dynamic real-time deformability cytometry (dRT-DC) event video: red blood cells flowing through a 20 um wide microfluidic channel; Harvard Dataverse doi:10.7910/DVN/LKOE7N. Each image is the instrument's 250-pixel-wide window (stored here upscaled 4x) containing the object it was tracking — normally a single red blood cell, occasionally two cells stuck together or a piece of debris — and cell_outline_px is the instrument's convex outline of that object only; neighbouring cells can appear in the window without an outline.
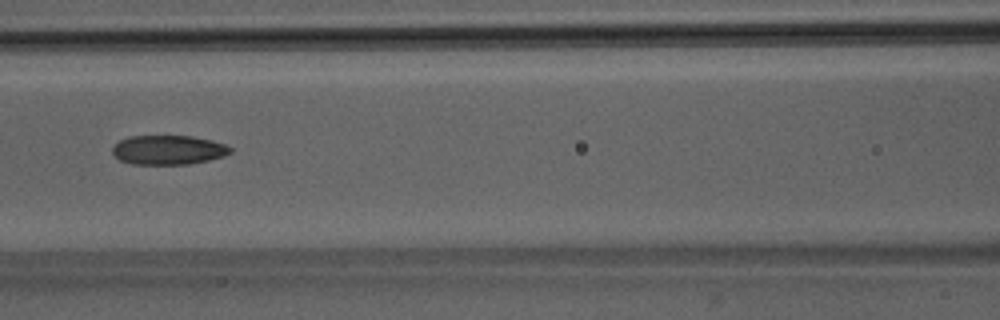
{"species": "Egyptian fruit bat (a non-hibernating species)", "species_latin": "Rousettus aegyptiacus", "temperature_condition": "room temperature", "stored_images_in_passage": 7, "camera_frame_rate_fps": 3000, "um_per_image_px": 0.085, "animal": {"sex": "male"}, "frame": {"image": 1, "passage_image": 6, "time_ms": 5.667, "image_size_px": [1000, 320], "cell_outline_px": [[232, 152], [224, 156], [208, 160], [188, 164], [132, 164], [120, 160], [112, 152], [112, 148], [120, 140], [128, 136], [192, 136], [212, 140], [224, 144], [232, 148]], "centroid_in_image_um": [14.32, 12.74], "position_along_channel_um": 152.3, "area_um2": 20.11}}